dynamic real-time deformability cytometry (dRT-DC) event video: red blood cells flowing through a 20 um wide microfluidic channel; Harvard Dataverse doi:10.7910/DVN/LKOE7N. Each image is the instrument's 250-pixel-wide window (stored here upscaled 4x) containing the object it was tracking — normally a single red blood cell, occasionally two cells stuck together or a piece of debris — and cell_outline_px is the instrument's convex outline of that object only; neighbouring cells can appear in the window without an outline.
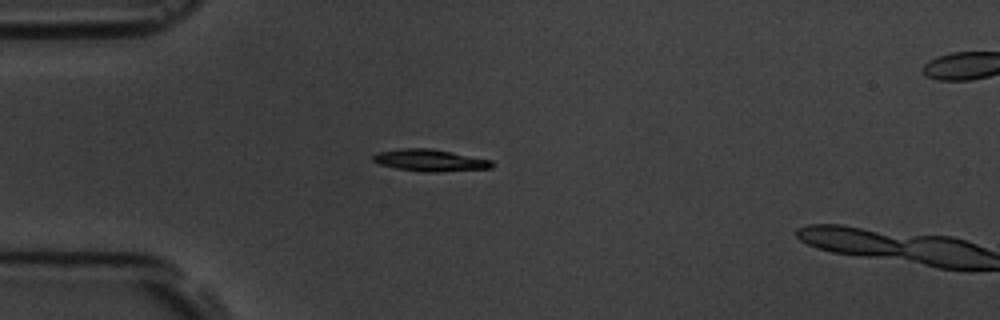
{"species": "common noctule bat (a hibernating species)", "species_latin": "Nyctalus noctula", "temperature_condition": "room temperature", "stored_images_in_passage": 2, "camera_frame_rate_fps": 3000, "um_per_image_px": 0.085, "animal": {"sex": "male", "body_mass_g": 19.5, "forearm_length_mm": 54.6}, "frame": {"image": 1, "passage_image": 1, "time_ms": 0.0, "image_size_px": [1000, 320], "cell_outline_px": [[496, 164], [492, 168], [440, 172], [424, 172], [396, 168], [380, 164], [372, 160], [372, 156], [376, 152], [400, 148], [432, 148], [492, 160]], "centroid_in_image_um": [36.57, 13.62], "position_along_channel_um": 48.4, "area_um2": 15.37}}